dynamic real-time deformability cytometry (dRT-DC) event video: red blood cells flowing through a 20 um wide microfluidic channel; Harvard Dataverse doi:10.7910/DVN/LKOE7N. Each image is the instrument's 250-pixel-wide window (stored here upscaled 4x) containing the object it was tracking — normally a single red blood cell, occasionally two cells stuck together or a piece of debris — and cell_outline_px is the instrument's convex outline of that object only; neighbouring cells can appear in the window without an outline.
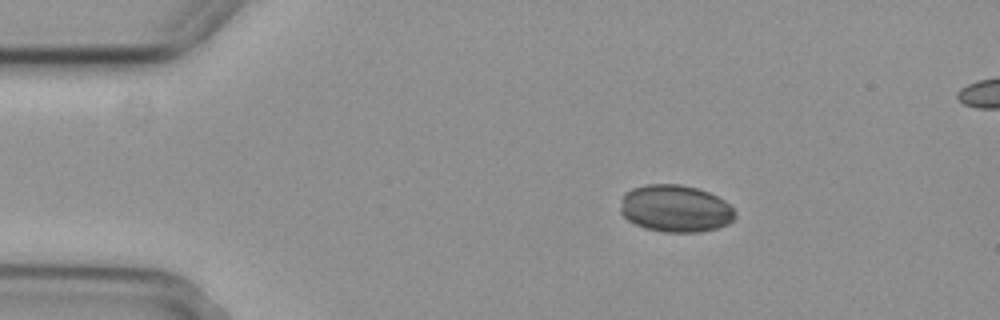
{"species": "common noctule bat (a hibernating species)", "species_latin": "Nyctalus noctula", "temperature_condition": "cold", "stored_images_in_passage": 4, "segment_of_instrument_passage": [1, 2], "camera_frame_rate_fps": 3000, "um_per_image_px": 0.085, "animal": {"sex": "female", "body_mass_g": 29.2, "forearm_length_mm": 56.3}, "frame": {"image": 1, "passage_image": 1, "time_ms": 0.0, "image_size_px": [1000, 320], "cell_outline_px": [[736, 216], [728, 224], [716, 228], [700, 232], [664, 232], [644, 228], [628, 220], [620, 212], [620, 208], [624, 192], [632, 188], [644, 184], [680, 184], [696, 188], [708, 192], [724, 200], [736, 212]], "centroid_in_image_um": [57.39, 17.72], "position_along_channel_um": 27.6, "area_um2": 31.62}}